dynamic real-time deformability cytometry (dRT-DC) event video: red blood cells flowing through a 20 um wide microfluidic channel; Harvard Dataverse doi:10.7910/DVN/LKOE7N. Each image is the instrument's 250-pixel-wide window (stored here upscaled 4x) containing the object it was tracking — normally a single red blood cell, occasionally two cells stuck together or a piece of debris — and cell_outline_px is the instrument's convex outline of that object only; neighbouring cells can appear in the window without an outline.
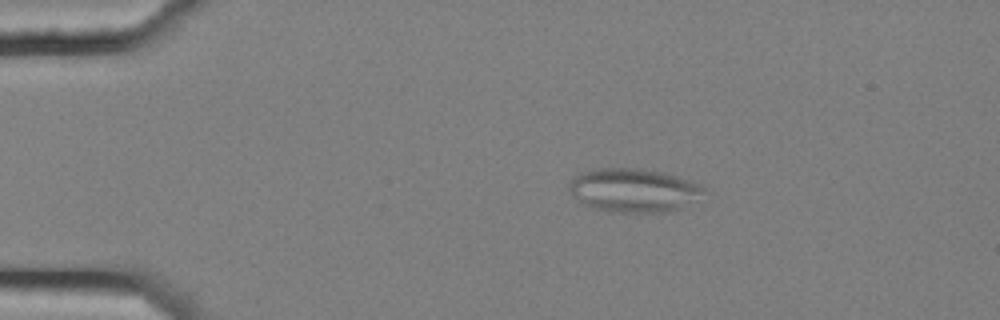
{"species": "common noctule bat (a hibernating species)", "species_latin": "Nyctalus noctula", "temperature_condition": "cold", "stored_images_in_passage": 5, "camera_frame_rate_fps": 3000, "um_per_image_px": 0.085, "animal": {"sex": "female", "body_mass_g": 25.1}, "frame": {"image": 1, "passage_image": 2, "time_ms": 0.333, "image_size_px": [1000, 320], "cell_outline_px": [[704, 192], [680, 208], [668, 212], [608, 212], [592, 208], [584, 204], [568, 188], [568, 184], [580, 172], [592, 168], [632, 168], [664, 172], [700, 184], [704, 188]], "centroid_in_image_um": [53.82, 16.16], "position_along_channel_um": 31.2, "area_um2": 33.93}}
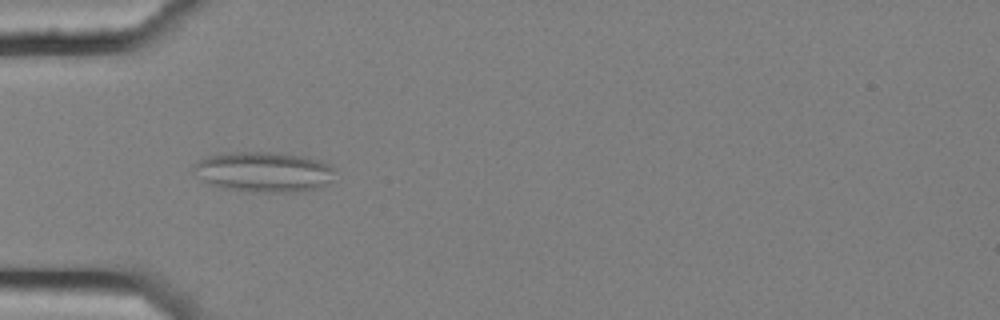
{"frame": {"image": 2, "passage_image": 4, "time_ms": 1.0, "image_size_px": [1000, 320], "cell_outline_px": [[336, 168], [332, 180], [328, 184], [316, 188], [300, 192], [252, 192], [224, 188], [212, 184], [196, 176], [192, 172], [192, 168], [200, 160], [208, 156], [224, 152], [268, 152], [300, 156], [320, 160]], "centroid_in_image_um": [22.44, 14.61], "position_along_channel_um": 62.6, "area_um2": 33.23}}